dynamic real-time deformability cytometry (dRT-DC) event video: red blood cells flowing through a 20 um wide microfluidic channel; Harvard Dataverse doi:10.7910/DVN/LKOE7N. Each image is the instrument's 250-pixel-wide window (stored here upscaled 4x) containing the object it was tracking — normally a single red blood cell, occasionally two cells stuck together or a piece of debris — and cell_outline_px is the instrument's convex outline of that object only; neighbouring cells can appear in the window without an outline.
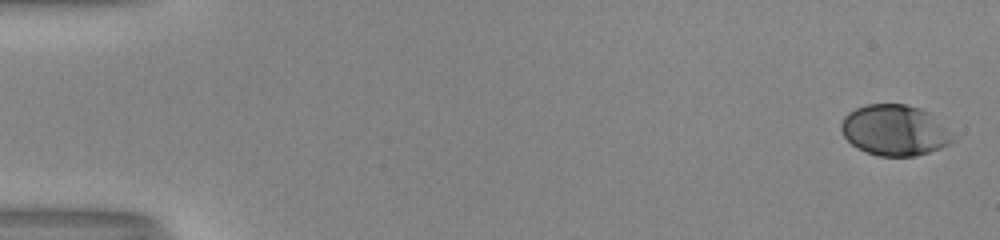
{"species": "human", "species_latin": "Homo sapiens", "temperature_condition": "room temperature", "stored_images_in_passage": 52, "camera_frame_rate_fps": 3000, "um_per_image_px": 0.085, "donor": {"sex": "male"}, "frame": {"image": 1, "passage_image": 1, "time_ms": 0.0, "image_size_px": [1000, 240], "cell_outline_px": [[960, 136], [956, 140], [940, 148], [916, 156], [880, 156], [856, 148], [844, 136], [840, 128], [840, 124], [844, 116], [848, 112], [864, 104], [904, 104], [920, 108], [928, 112]], "centroid_in_image_um": [76.1, 11.07], "position_along_channel_um": 8.9, "area_um2": 33.47}}
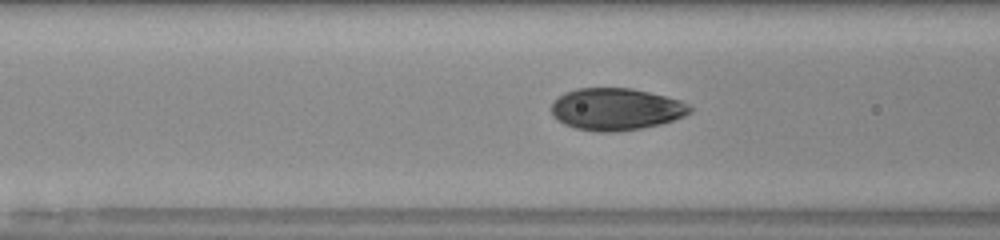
{"frame": {"image": 2, "passage_image": 22, "time_ms": 7.0, "image_size_px": [1000, 240], "cell_outline_px": [[692, 112], [684, 116], [660, 124], [640, 128], [616, 132], [596, 132], [576, 128], [564, 124], [556, 120], [552, 116], [552, 100], [564, 92], [576, 88], [632, 88], [680, 100], [688, 104], [692, 108]], "centroid_in_image_um": [52.32, 9.28], "position_along_channel_um": 114.3, "area_um2": 34.1}}
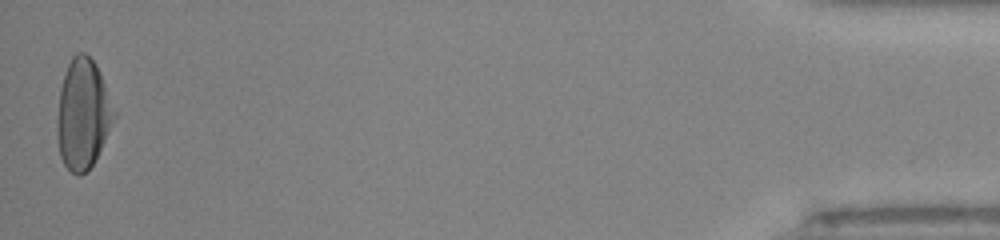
{"frame": {"image": 3, "passage_image": 52, "time_ms": 17.0, "image_size_px": [1000, 240], "cell_outline_px": [[116, 116], [92, 164], [80, 176], [76, 176], [64, 164], [60, 156], [56, 132], [56, 120], [60, 88], [68, 64], [72, 56], [76, 52], [84, 52], [96, 64], [116, 112]], "centroid_in_image_um": [7.02, 9.68], "position_along_channel_um": 428.2, "area_um2": 36.18}, "authors_computed_cell_mechanics": {"area_um2": 33.9575, "velocity_mm_per_s": 4.0545, "shape_relaxation_time_tau1_ms": 3.8219, "shape_relaxation_time_tau2_ms": null, "deformation_change_tau1": 0.1891, "deformation_change_tau2": null}}